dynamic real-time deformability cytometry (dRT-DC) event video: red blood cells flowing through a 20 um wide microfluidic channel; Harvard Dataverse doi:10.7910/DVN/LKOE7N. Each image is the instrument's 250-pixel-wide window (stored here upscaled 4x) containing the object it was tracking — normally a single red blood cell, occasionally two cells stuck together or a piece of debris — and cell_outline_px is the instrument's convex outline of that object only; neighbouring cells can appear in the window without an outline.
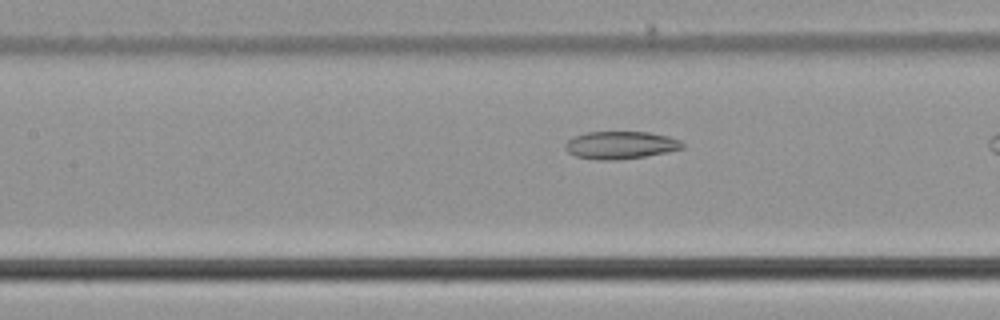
{"species": "common noctule bat (a hibernating species)", "species_latin": "Nyctalus noctula", "temperature_condition": "cold", "stored_images_in_passage": 24, "camera_frame_rate_fps": 3000, "um_per_image_px": 0.085, "animal": {"sex": "male", "body_mass_g": 21.5, "forearm_length_mm": 52.0}, "frame": {"image": 1, "passage_image": 21, "time_ms": 6.667, "image_size_px": [1000, 320], "cell_outline_px": [[684, 148], [668, 152], [644, 156], [616, 160], [600, 160], [576, 156], [568, 152], [564, 148], [564, 144], [572, 136], [584, 132], [648, 132], [668, 136], [680, 140], [684, 144]], "centroid_in_image_um": [52.72, 12.32], "position_along_channel_um": 154.7, "area_um2": 18.96}}